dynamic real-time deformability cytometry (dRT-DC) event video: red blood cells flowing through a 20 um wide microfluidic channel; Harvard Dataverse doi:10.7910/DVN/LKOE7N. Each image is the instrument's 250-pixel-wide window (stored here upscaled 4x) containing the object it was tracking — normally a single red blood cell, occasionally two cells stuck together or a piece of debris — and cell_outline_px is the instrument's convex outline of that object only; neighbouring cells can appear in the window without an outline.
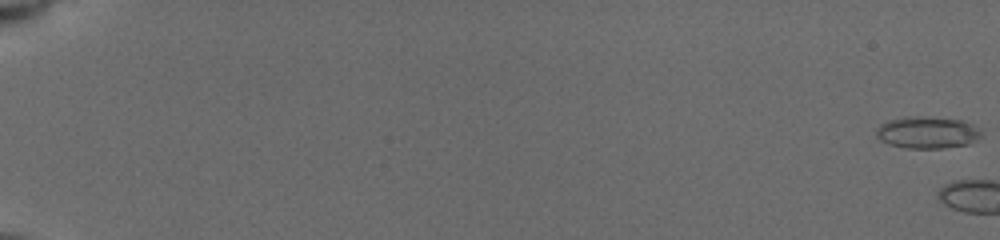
{"species": "common noctule bat (a hibernating species)", "species_latin": "Nyctalus noctula", "temperature_condition": "cold", "stored_images_in_passage": 3, "camera_frame_rate_fps": 3000, "um_per_image_px": 0.085, "animal": {"sex": "female", "body_mass_g": 19.5, "forearm_length_mm": 54.1}, "frame": {"image": 1, "passage_image": 1, "time_ms": 0.0, "image_size_px": [1000, 240], "cell_outline_px": [[984, 132], [980, 136], [968, 144], [944, 148], [904, 148], [888, 144], [880, 140], [876, 136], [876, 128], [880, 124], [888, 120], [904, 116], [920, 116], [964, 120], [980, 128]], "centroid_in_image_um": [78.81, 11.25], "position_along_channel_um": 6.2, "area_um2": 19.83}}